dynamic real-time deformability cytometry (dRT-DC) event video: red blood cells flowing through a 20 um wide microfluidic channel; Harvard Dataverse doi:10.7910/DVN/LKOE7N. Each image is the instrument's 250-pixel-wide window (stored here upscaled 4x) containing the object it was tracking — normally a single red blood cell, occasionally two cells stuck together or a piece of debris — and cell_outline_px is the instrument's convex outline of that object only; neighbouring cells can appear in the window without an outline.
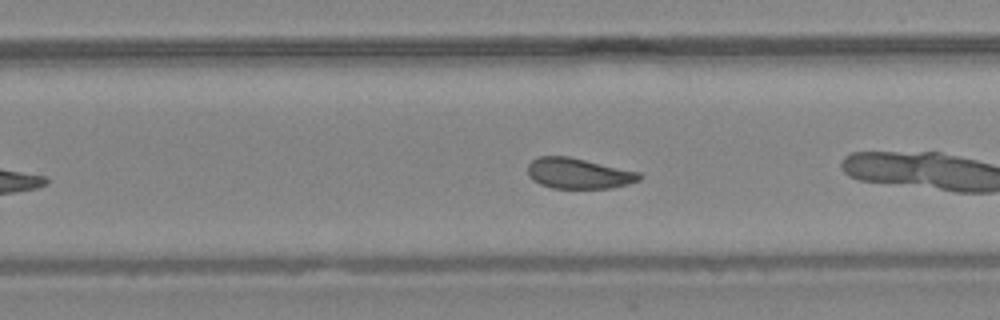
{"species": "common noctule bat (a hibernating species)", "species_latin": "Nyctalus noctula", "temperature_condition": "warm", "stored_images_in_passage": 30, "camera_frame_rate_fps": 3000, "um_per_image_px": 0.085, "animal": {"sex": "female", "body_mass_g": 24.6, "forearm_length_mm": 56.2}, "frame": {"image": 1, "passage_image": 22, "time_ms": 7.0, "image_size_px": [1000, 320], "cell_outline_px": [[644, 176], [640, 180], [628, 184], [612, 188], [552, 188], [540, 184], [532, 180], [528, 176], [528, 164], [532, 160], [540, 156], [568, 156], [640, 172]], "centroid_in_image_um": [49.18, 14.74], "position_along_channel_um": 280.6, "area_um2": 20.0}, "authors_computed_cell_mechanics": {"area_um2": 20.9236, "velocity_mm_per_s": 4.4605, "shape_relaxation_time_tau1_ms": 10.4415, "shape_relaxation_time_tau2_ms": 1.42, "deformation_change_tau1": 0.1816, "deformation_change_tau2": 0.0611}}